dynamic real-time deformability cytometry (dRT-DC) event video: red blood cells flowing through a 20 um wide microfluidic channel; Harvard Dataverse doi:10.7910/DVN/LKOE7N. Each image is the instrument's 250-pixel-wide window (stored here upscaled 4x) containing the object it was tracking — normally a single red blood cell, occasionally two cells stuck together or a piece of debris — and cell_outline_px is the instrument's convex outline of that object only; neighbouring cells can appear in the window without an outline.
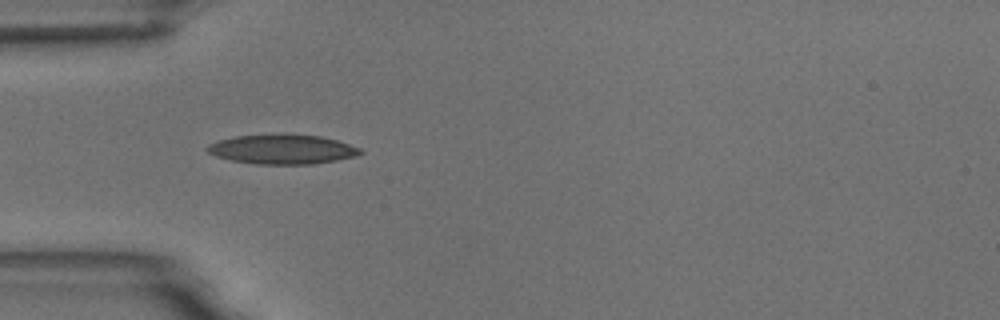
{"species": "common noctule bat (a hibernating species)", "species_latin": "Nyctalus noctula", "temperature_condition": "room temperature", "stored_images_in_passage": 10, "camera_frame_rate_fps": 3000, "um_per_image_px": 0.085, "animal": {"sex": "male", "body_mass_g": 18.8}, "frame": {"image": 1, "passage_image": 4, "time_ms": 4.333, "image_size_px": [1000, 320], "cell_outline_px": [[364, 152], [356, 156], [336, 160], [312, 164], [256, 164], [232, 160], [216, 156], [208, 152], [204, 148], [208, 144], [220, 140], [236, 136], [320, 136], [336, 140], [360, 148]], "centroid_in_image_um": [23.99, 12.72], "position_along_channel_um": 61.0, "area_um2": 25.49}}
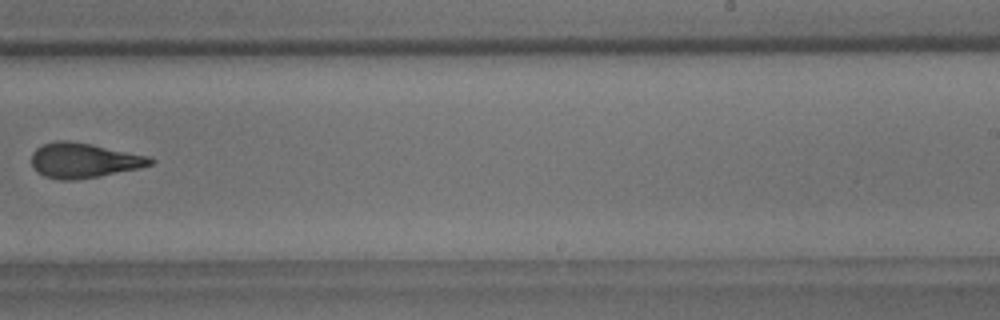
{"frame": {"image": 2, "passage_image": 9, "time_ms": 10.333, "image_size_px": [1000, 320], "cell_outline_px": [[156, 160], [152, 164], [140, 168], [100, 176], [76, 180], [60, 180], [44, 176], [36, 172], [32, 164], [32, 152], [36, 148], [44, 144], [56, 140], [68, 140], [92, 144], [148, 156]], "centroid_in_image_um": [7.11, 13.64], "position_along_channel_um": 281.9, "area_um2": 24.28}}